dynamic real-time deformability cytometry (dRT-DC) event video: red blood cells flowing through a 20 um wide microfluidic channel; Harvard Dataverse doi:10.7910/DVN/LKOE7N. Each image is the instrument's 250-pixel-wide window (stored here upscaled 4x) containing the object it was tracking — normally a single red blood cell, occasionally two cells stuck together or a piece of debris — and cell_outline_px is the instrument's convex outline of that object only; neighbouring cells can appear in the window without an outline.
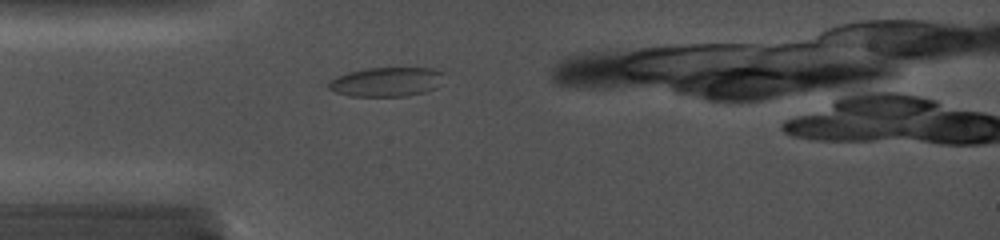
{"species": "common noctule bat (a hibernating species)", "species_latin": "Nyctalus noctula", "temperature_condition": "cold", "stored_images_in_passage": 5, "camera_frame_rate_fps": 5000, "um_per_image_px": 0.085, "animal": {"sex": "female", "body_mass_g": 19.0, "forearm_length_mm": 56.7}, "frame": {"image": 1, "passage_image": 5, "time_ms": 2.2, "image_size_px": [1000, 240], "cell_outline_px": [[444, 72], [436, 88], [424, 92], [408, 96], [348, 96], [336, 92], [328, 88], [328, 80], [336, 76], [348, 72], [364, 68], [432, 68]], "centroid_in_image_um": [32.8, 6.95], "position_along_channel_um": 52.2, "area_um2": 19.77}}